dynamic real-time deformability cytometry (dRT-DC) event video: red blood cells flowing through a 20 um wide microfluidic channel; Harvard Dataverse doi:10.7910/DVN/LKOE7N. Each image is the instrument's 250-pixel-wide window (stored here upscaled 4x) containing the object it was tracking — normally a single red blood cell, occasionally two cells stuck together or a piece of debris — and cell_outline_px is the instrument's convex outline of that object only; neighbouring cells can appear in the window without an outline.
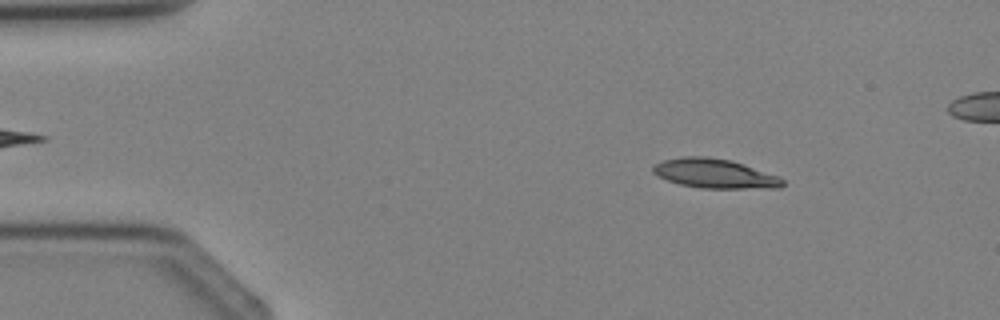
{"species": "Egyptian fruit bat (a non-hibernating species)", "species_latin": "Rousettus aegyptiacus", "temperature_condition": "cold", "stored_images_in_passage": 3, "camera_frame_rate_fps": 3000, "um_per_image_px": 0.085, "animal": {"sex": "female"}, "frame": {"image": 1, "passage_image": 1, "time_ms": 0.0, "image_size_px": [1000, 320], "cell_outline_px": [[784, 184], [780, 188], [700, 188], [680, 184], [668, 180], [652, 172], [652, 168], [656, 164], [664, 160], [684, 156], [704, 156], [732, 160], [780, 176], [784, 180]], "centroid_in_image_um": [60.8, 14.75], "position_along_channel_um": 24.2, "area_um2": 22.14}}